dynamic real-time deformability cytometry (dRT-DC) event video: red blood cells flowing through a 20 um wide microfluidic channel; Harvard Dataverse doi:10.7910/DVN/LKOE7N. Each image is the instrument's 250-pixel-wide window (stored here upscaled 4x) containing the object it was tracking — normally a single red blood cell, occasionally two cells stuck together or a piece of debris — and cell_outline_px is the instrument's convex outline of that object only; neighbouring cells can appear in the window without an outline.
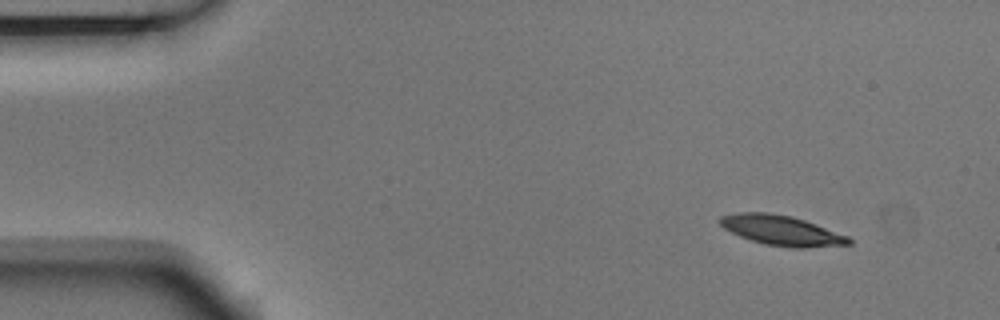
{"species": "Egyptian fruit bat (a non-hibernating species)", "species_latin": "Rousettus aegyptiacus", "temperature_condition": "room temperature", "stored_images_in_passage": 5, "segment_of_instrument_passage": [1, 2], "camera_frame_rate_fps": 3000, "um_per_image_px": 0.085, "animal": {"sex": "male"}, "frame": {"image": 1, "passage_image": 1, "time_ms": 0.0, "image_size_px": [1000, 320], "cell_outline_px": [[852, 244], [804, 248], [792, 248], [764, 244], [740, 236], [724, 228], [720, 224], [720, 216], [740, 212], [768, 212], [792, 216], [816, 224], [848, 236], [852, 240]], "centroid_in_image_um": [66.45, 19.59], "position_along_channel_um": 18.5, "area_um2": 22.43}}
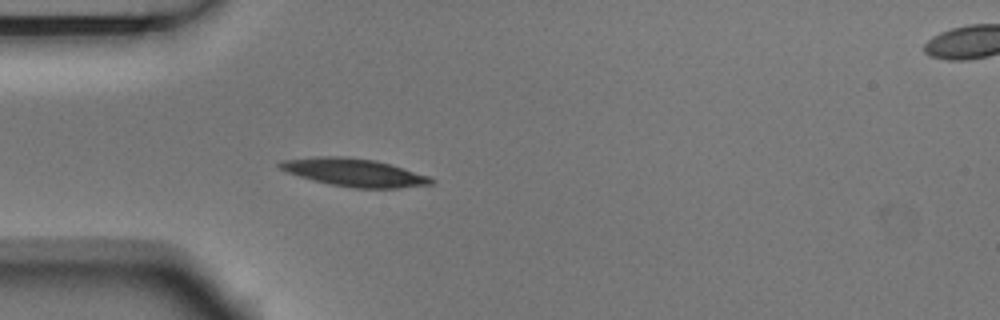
{"frame": {"image": 2, "passage_image": 4, "time_ms": 1.0, "image_size_px": [1000, 320], "cell_outline_px": [[436, 180], [432, 184], [400, 188], [352, 188], [312, 180], [284, 172], [276, 164], [284, 160], [320, 156], [340, 156], [376, 160], [392, 164], [432, 176]], "centroid_in_image_um": [30.16, 14.66], "position_along_channel_um": 54.8, "area_um2": 24.85}}